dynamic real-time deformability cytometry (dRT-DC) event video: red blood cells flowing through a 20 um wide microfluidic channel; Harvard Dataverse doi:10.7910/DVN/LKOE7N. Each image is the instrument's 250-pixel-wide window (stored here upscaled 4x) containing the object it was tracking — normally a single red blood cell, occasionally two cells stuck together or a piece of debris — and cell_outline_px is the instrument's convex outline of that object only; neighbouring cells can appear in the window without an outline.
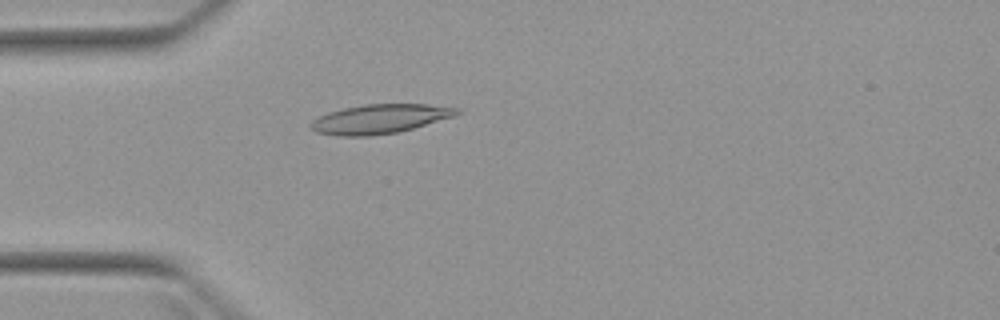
{"species": "Egyptian fruit bat (a non-hibernating species)", "species_latin": "Rousettus aegyptiacus", "temperature_condition": "warm", "stored_images_in_passage": 1, "camera_frame_rate_fps": 3000, "um_per_image_px": 0.085, "animal": {"sex": "female"}, "frame": {"image": 1, "passage_image": 1, "time_ms": 0.0, "image_size_px": [1000, 320], "cell_outline_px": [[460, 112], [456, 116], [412, 128], [396, 132], [368, 136], [336, 136], [316, 132], [308, 124], [312, 120], [328, 112], [344, 108], [364, 104], [428, 104], [460, 108]], "centroid_in_image_um": [32.28, 10.1], "position_along_channel_um": 52.7, "area_um2": 24.85}}